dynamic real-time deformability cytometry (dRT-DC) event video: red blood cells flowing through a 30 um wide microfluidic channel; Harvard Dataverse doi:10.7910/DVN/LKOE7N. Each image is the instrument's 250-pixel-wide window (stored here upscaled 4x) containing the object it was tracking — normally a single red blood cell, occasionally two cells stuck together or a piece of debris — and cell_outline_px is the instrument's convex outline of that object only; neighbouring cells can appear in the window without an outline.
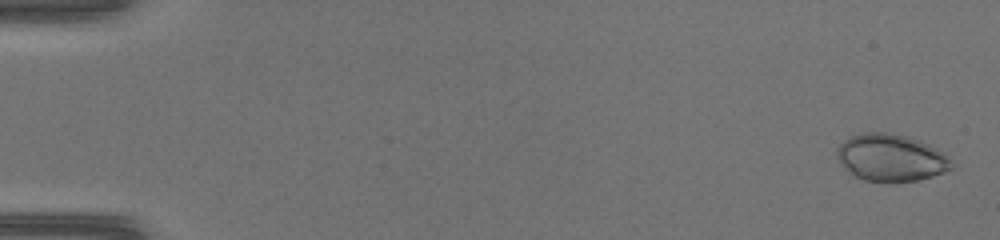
{"species": "common noctule bat (a hibernating species)", "species_latin": "Nyctalus noctula", "temperature_condition": "warm", "stored_images_in_passage": 47, "camera_frame_rate_fps": 3000, "um_per_image_px": 0.085, "animal": {"sex": "female", "body_mass_g": 17.0, "forearm_length_mm": 48.0}, "frame": {"image": 1, "passage_image": 2, "time_ms": 0.333, "image_size_px": [1000, 240], "cell_outline_px": [[952, 168], [944, 172], [932, 176], [916, 180], [892, 184], [884, 184], [864, 180], [856, 176], [844, 168], [836, 156], [836, 148], [844, 140], [852, 136], [864, 132], [888, 132], [908, 136], [920, 140], [936, 148], [952, 160]], "centroid_in_image_um": [75.71, 13.42], "position_along_channel_um": 9.3, "area_um2": 31.96}}
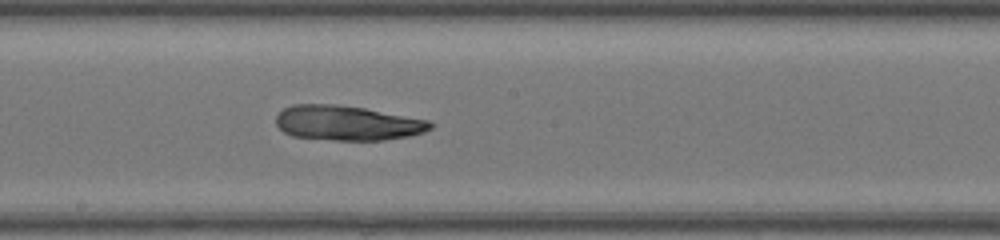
{"frame": {"image": 2, "passage_image": 27, "time_ms": 8.667, "image_size_px": [1000, 240], "cell_outline_px": [[432, 128], [424, 132], [412, 136], [384, 140], [336, 140], [292, 136], [284, 132], [276, 124], [276, 116], [284, 108], [292, 104], [336, 104], [364, 108], [428, 120], [432, 124]], "centroid_in_image_um": [29.51, 10.45], "position_along_channel_um": 218.7, "area_um2": 31.27}}
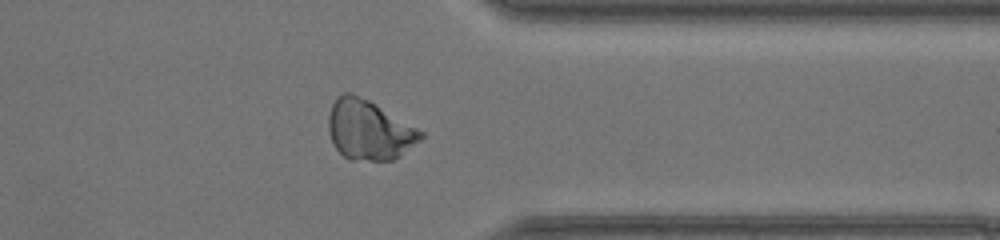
{"frame": {"image": 3, "passage_image": 38, "time_ms": 12.333, "image_size_px": [1000, 240], "cell_outline_px": [[424, 136], [420, 140], [400, 156], [392, 160], [352, 160], [344, 156], [336, 148], [332, 140], [328, 128], [328, 116], [332, 104], [336, 96], [344, 92], [352, 92], [368, 100], [424, 132]], "centroid_in_image_um": [31.35, 11.04], "position_along_channel_um": 380.1, "area_um2": 31.85}}